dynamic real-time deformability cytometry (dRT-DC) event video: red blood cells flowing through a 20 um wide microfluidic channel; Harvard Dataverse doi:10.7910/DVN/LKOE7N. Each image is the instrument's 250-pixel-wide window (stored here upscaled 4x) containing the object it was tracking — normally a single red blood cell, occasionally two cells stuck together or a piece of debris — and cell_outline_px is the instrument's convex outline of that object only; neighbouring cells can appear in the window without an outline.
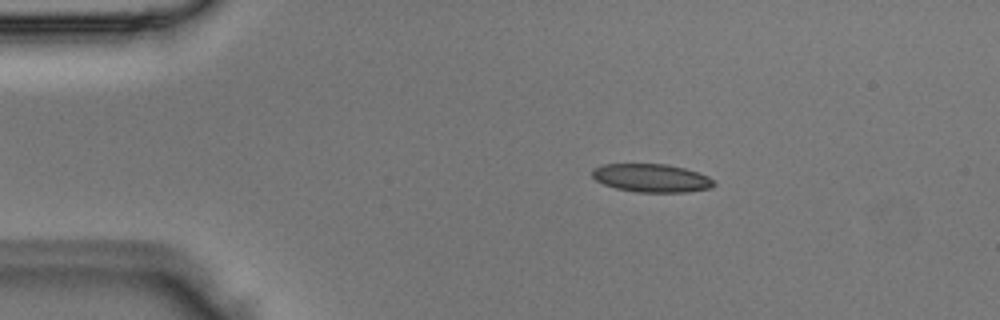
{"species": "Egyptian fruit bat (a non-hibernating species)", "species_latin": "Rousettus aegyptiacus", "temperature_condition": "room temperature", "stored_images_in_passage": 3, "camera_frame_rate_fps": 3000, "um_per_image_px": 0.085, "animal": {"sex": "male"}, "frame": {"image": 1, "passage_image": 2, "time_ms": 0.333, "image_size_px": [1000, 320], "cell_outline_px": [[716, 184], [712, 188], [688, 192], [636, 192], [616, 188], [604, 184], [596, 180], [592, 176], [592, 168], [604, 164], [668, 164], [684, 168], [708, 176]], "centroid_in_image_um": [55.38, 15.13], "position_along_channel_um": 29.6, "area_um2": 20.06}}